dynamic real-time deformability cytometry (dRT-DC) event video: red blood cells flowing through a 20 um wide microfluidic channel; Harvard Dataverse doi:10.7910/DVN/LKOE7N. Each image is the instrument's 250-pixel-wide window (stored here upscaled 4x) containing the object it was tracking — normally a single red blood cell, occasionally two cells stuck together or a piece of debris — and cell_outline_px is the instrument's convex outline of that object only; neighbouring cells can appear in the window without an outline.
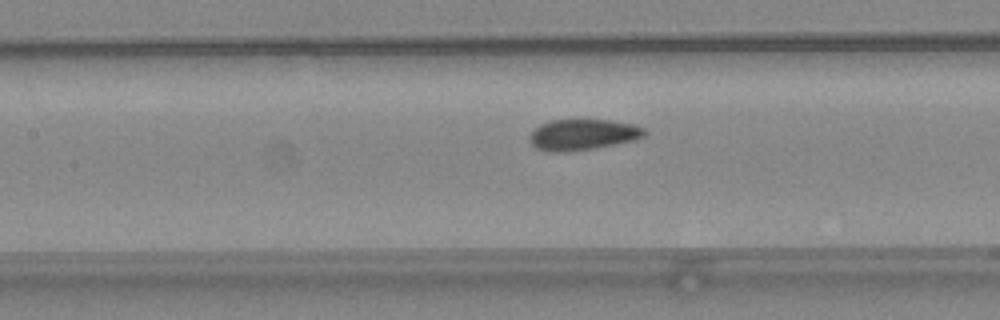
{"species": "common noctule bat (a hibernating species)", "species_latin": "Nyctalus noctula", "temperature_condition": "warm", "stored_images_in_passage": 43, "camera_frame_rate_fps": 3000, "um_per_image_px": 0.085, "animal": {"sex": "female", "body_mass_g": 24.6, "forearm_length_mm": 56.2}, "frame": {"image": 1, "passage_image": 17, "time_ms": 5.333, "image_size_px": [1000, 320], "cell_outline_px": [[648, 132], [644, 136], [636, 140], [596, 148], [572, 152], [548, 152], [536, 148], [532, 144], [528, 136], [540, 124], [552, 120], [608, 120], [632, 124], [644, 128]], "centroid_in_image_um": [49.54, 11.46], "position_along_channel_um": 157.9, "area_um2": 20.87}}
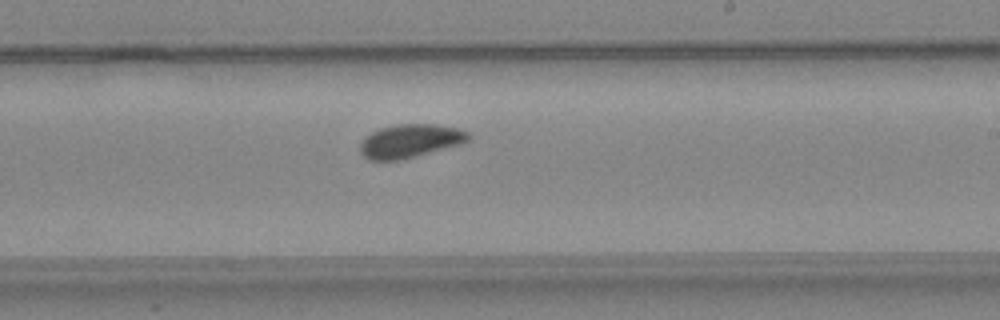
{"frame": {"image": 2, "passage_image": 24, "time_ms": 7.667, "image_size_px": [1000, 320], "cell_outline_px": [[472, 140], [460, 144], [416, 156], [400, 160], [368, 160], [360, 152], [360, 144], [364, 136], [380, 128], [396, 124], [436, 124], [456, 128], [468, 132], [472, 136]], "centroid_in_image_um": [34.86, 11.98], "position_along_channel_um": 254.1, "area_um2": 21.21}}
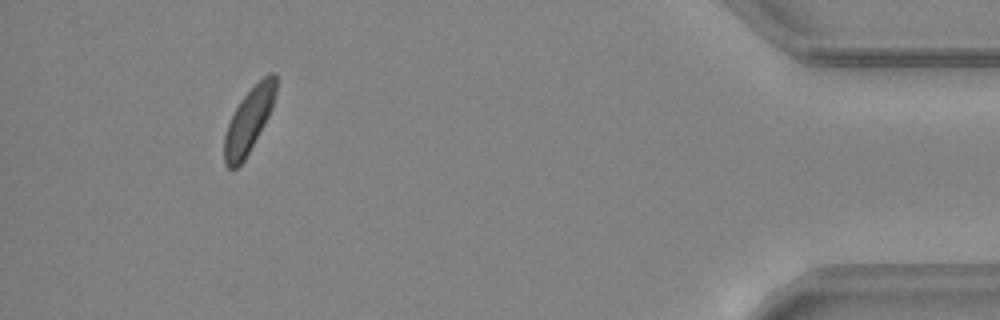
{"frame": {"image": 3, "passage_image": 40, "time_ms": 13.0, "image_size_px": [1000, 320], "cell_outline_px": [[276, 92], [272, 108], [264, 124], [244, 160], [232, 172], [224, 164], [224, 136], [228, 124], [240, 100], [268, 72], [276, 72]], "centroid_in_image_um": [21.14, 10.25], "position_along_channel_um": 414.1, "area_um2": 19.19}, "authors_computed_cell_mechanics": {"area_um2": 20.4612, "velocity_mm_per_s": 4.1517, "shape_relaxation_time_tau1_ms": 5.185, "shape_relaxation_time_tau2_ms": null, "deformation_change_tau1": 0.1103, "deformation_change_tau2": null}}